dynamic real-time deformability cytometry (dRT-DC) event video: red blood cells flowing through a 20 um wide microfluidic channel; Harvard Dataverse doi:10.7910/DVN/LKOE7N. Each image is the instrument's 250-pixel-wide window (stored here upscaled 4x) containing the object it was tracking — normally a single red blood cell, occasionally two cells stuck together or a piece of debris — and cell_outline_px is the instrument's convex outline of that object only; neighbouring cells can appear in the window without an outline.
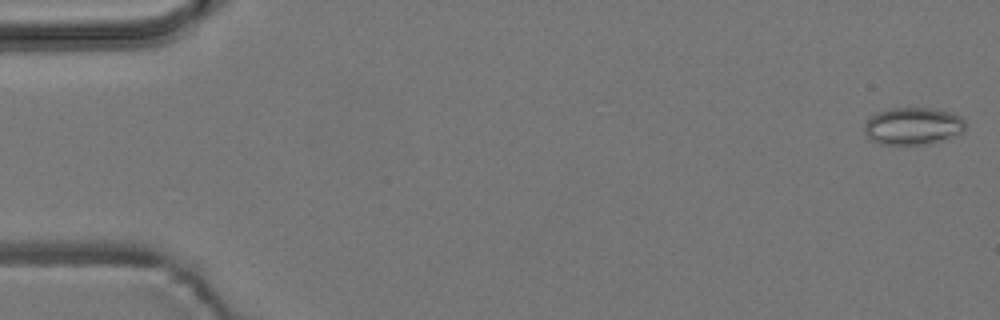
{"species": "common noctule bat (a hibernating species)", "species_latin": "Nyctalus noctula", "temperature_condition": "room temperature", "stored_images_in_passage": 54, "camera_frame_rate_fps": 3000, "um_per_image_px": 0.085, "animal": {"sex": "male", "body_mass_g": 19.2, "forearm_length_mm": 51.8}, "frame": {"image": 1, "passage_image": 1, "time_ms": 0.0, "image_size_px": [1000, 320], "cell_outline_px": [[968, 128], [964, 132], [928, 144], [880, 144], [872, 140], [868, 136], [864, 128], [864, 124], [872, 116], [880, 112], [892, 108], [932, 108], [952, 112], [960, 116], [964, 120]], "centroid_in_image_um": [77.66, 10.71], "position_along_channel_um": 7.3, "area_um2": 21.85}}
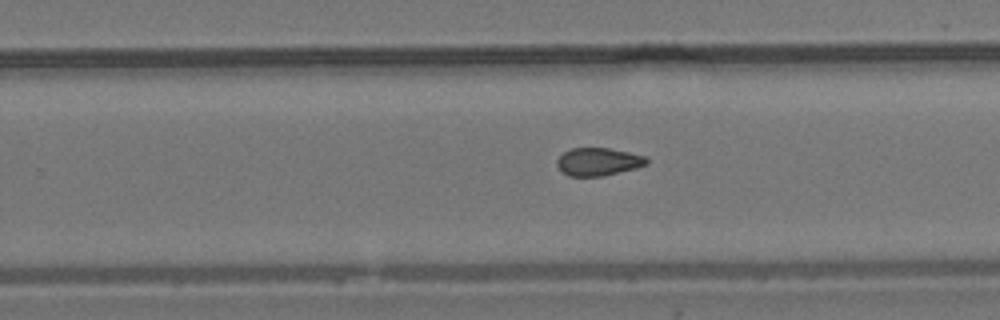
{"frame": {"image": 2, "passage_image": 34, "time_ms": 11.0, "image_size_px": [1000, 320], "cell_outline_px": [[648, 164], [636, 168], [600, 176], [568, 176], [556, 164], [556, 160], [564, 152], [572, 148], [608, 148], [628, 152], [644, 156], [648, 160]], "centroid_in_image_um": [50.85, 13.74], "position_along_channel_um": 279.0, "area_um2": 14.33}}
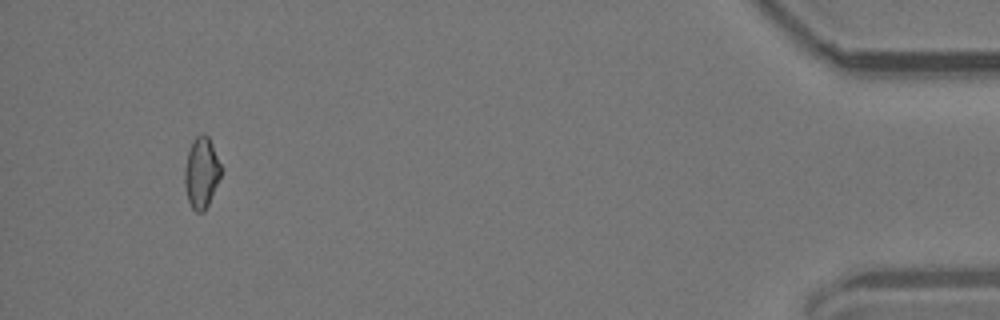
{"frame": {"image": 3, "passage_image": 51, "time_ms": 16.667, "image_size_px": [1000, 320], "cell_outline_px": [[220, 176], [208, 204], [204, 212], [196, 212], [192, 208], [188, 200], [184, 184], [184, 168], [188, 152], [192, 140], [200, 132], [204, 132], [208, 136], [212, 144], [220, 164]], "centroid_in_image_um": [17.09, 14.65], "position_along_channel_um": 418.1, "area_um2": 14.91}, "authors_computed_cell_mechanics": {"area_um2": 15.2592, "velocity_mm_per_s": 3.7968, "shape_relaxation_time_tau1_ms": null, "shape_relaxation_time_tau2_ms": 2.6722, "deformation_change_tau1": null, "deformation_change_tau2": 0.0788}}